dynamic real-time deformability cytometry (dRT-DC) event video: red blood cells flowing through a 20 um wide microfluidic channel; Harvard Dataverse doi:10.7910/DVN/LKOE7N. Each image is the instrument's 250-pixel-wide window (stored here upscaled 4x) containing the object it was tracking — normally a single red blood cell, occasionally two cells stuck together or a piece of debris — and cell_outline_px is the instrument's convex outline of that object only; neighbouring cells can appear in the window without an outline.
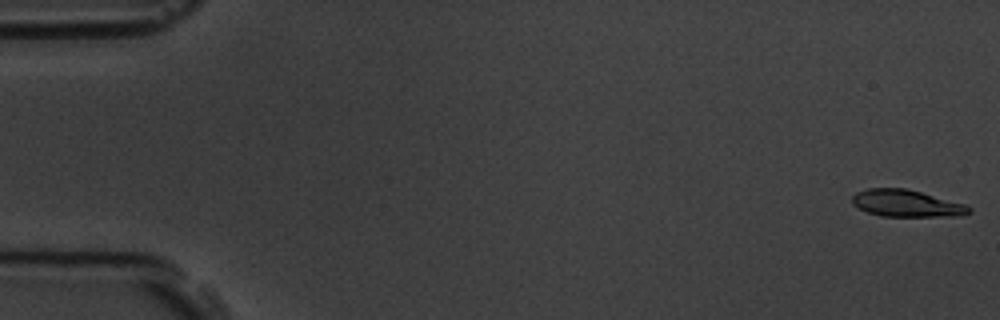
{"species": "common noctule bat (a hibernating species)", "species_latin": "Nyctalus noctula", "temperature_condition": "room temperature", "stored_images_in_passage": 58, "camera_frame_rate_fps": 3000, "um_per_image_px": 0.085, "animal": {"sex": "male", "body_mass_g": 19.5, "forearm_length_mm": 54.6}, "frame": {"image": 1, "passage_image": 1, "time_ms": 0.0, "image_size_px": [1000, 320], "cell_outline_px": [[972, 212], [960, 216], [880, 216], [856, 208], [852, 204], [852, 196], [856, 192], [868, 188], [908, 188], [968, 204], [972, 208]], "centroid_in_image_um": [77.09, 17.28], "position_along_channel_um": 7.9, "area_um2": 18.79}}
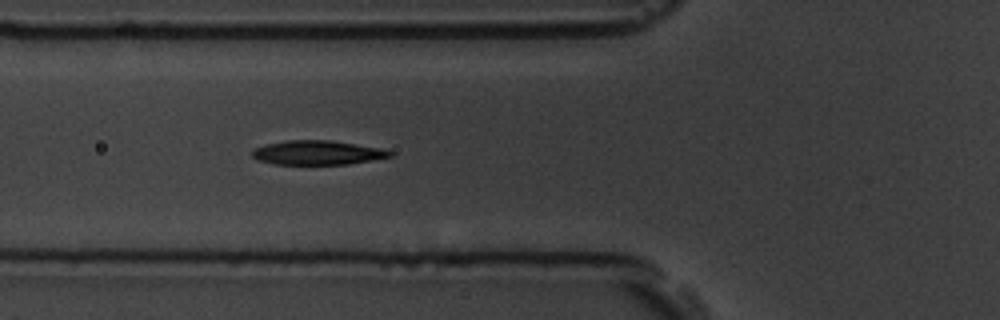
{"frame": {"image": 2, "passage_image": 21, "time_ms": 6.667, "image_size_px": [1000, 320], "cell_outline_px": [[392, 156], [348, 164], [272, 164], [256, 160], [252, 156], [252, 152], [256, 148], [264, 144], [288, 140], [328, 140], [356, 144], [380, 148], [392, 152]], "centroid_in_image_um": [26.93, 12.97], "position_along_channel_um": 98.9, "area_um2": 19.31}}
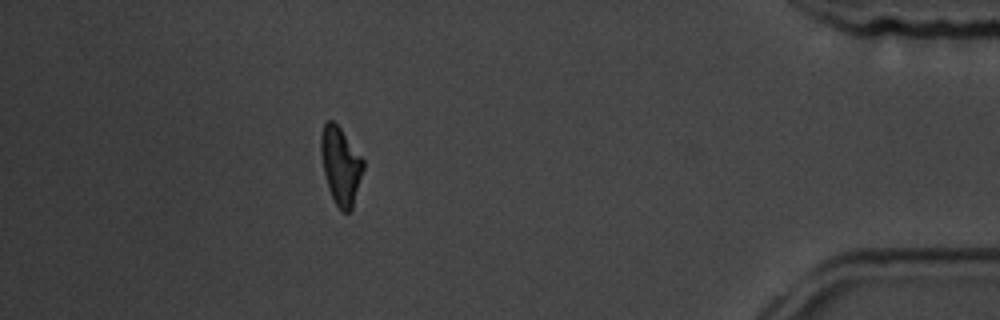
{"frame": {"image": 3, "passage_image": 51, "time_ms": 16.667, "image_size_px": [1000, 320], "cell_outline_px": [[364, 168], [352, 208], [348, 212], [340, 212], [328, 188], [324, 172], [320, 152], [320, 136], [324, 124], [328, 120], [332, 120], [340, 128], [364, 160]], "centroid_in_image_um": [28.95, 14.08], "position_along_channel_um": 406.3, "area_um2": 18.96}, "authors_computed_cell_mechanics": {"area_um2": 19.4786, "velocity_mm_per_s": 3.5724, "shape_relaxation_time_tau1_ms": 3.2273, "shape_relaxation_time_tau2_ms": 5.5131, "deformation_change_tau1": 0.1667, "deformation_change_tau2": 0.1018}}